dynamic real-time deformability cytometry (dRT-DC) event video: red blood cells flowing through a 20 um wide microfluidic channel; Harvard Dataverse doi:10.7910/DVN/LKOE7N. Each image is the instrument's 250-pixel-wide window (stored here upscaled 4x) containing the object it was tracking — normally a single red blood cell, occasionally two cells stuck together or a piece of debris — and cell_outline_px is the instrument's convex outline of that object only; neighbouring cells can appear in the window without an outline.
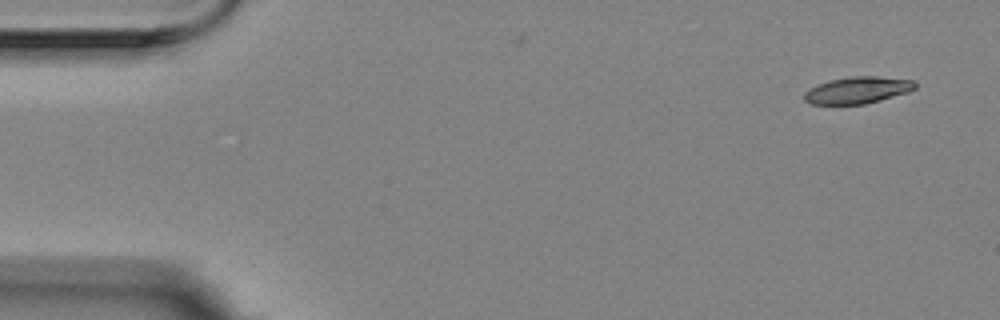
{"species": "Egyptian fruit bat (a non-hibernating species)", "species_latin": "Rousettus aegyptiacus", "temperature_condition": "room temperature", "stored_images_in_passage": 3, "camera_frame_rate_fps": 3000, "um_per_image_px": 0.085, "animal": {"sex": "female"}, "frame": {"image": 1, "passage_image": 1, "time_ms": 0.0, "image_size_px": [1000, 320], "cell_outline_px": [[916, 88], [908, 92], [880, 100], [864, 104], [812, 104], [804, 100], [804, 92], [828, 80], [852, 76], [876, 76], [916, 80]], "centroid_in_image_um": [72.93, 7.65], "position_along_channel_um": 12.1, "area_um2": 17.22}}